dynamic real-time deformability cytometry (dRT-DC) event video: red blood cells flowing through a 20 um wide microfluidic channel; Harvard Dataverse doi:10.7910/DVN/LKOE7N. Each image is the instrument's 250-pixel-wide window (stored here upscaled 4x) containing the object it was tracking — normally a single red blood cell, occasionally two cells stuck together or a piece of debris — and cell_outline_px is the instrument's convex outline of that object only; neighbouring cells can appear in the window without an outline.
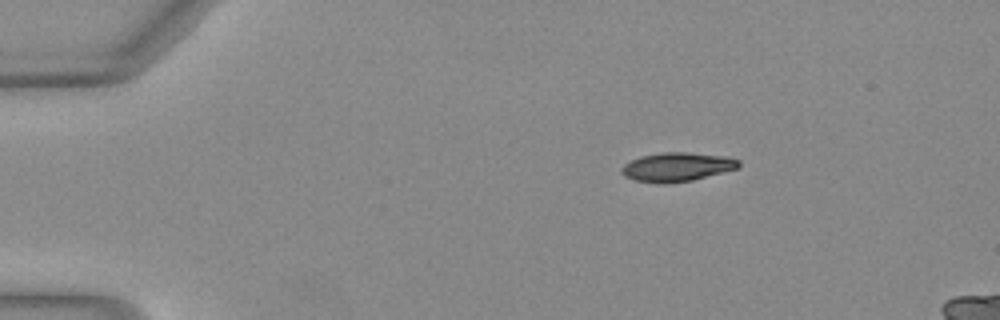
{"species": "Egyptian fruit bat (a non-hibernating species)", "species_latin": "Rousettus aegyptiacus", "temperature_condition": "warm", "stored_images_in_passage": 44, "segment_of_instrument_passage": [1, 2], "camera_frame_rate_fps": 3000, "um_per_image_px": 0.085, "animal": {"sex": "female"}, "frame": {"image": 1, "passage_image": 1, "time_ms": 0.0, "image_size_px": [1000, 320], "cell_outline_px": [[740, 168], [692, 180], [636, 180], [624, 176], [620, 172], [620, 168], [624, 164], [640, 156], [664, 152], [688, 152], [724, 156], [740, 160]], "centroid_in_image_um": [57.6, 14.13], "position_along_channel_um": 27.4, "area_um2": 18.96}}
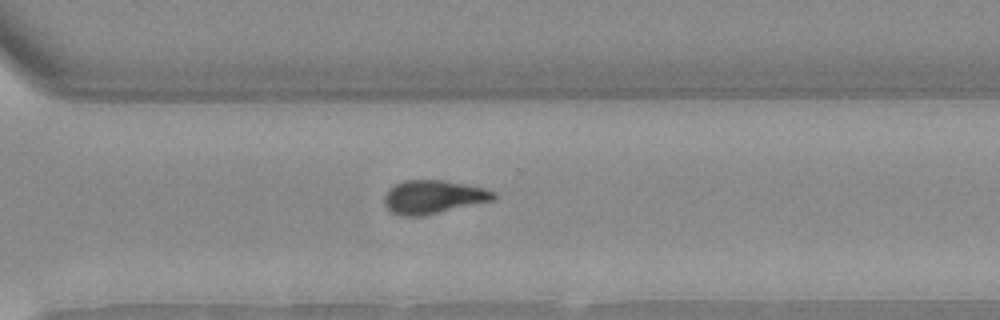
{"frame": {"image": 2, "passage_image": 29, "time_ms": 9.333, "image_size_px": [1000, 320], "cell_outline_px": [[496, 196], [492, 200], [424, 216], [404, 216], [392, 212], [384, 204], [384, 196], [396, 184], [404, 180], [444, 180], [468, 184], [484, 188], [496, 192]], "centroid_in_image_um": [36.84, 16.73], "position_along_channel_um": 333.8, "area_um2": 21.15}}
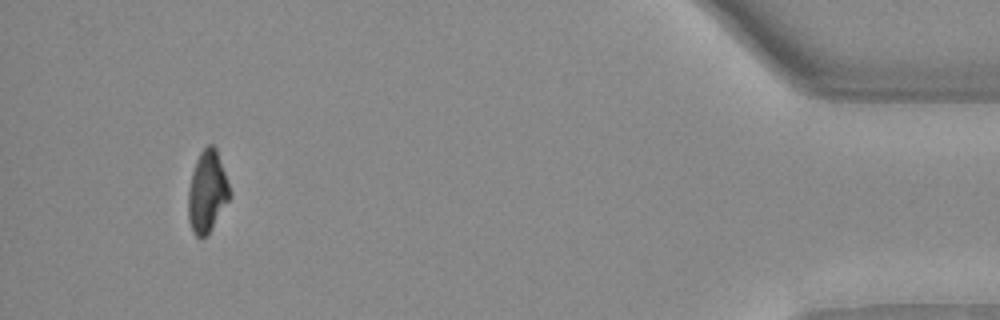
{"frame": {"image": 3, "passage_image": 40, "time_ms": 13.0, "image_size_px": [1000, 320], "cell_outline_px": [[232, 196], [208, 232], [200, 240], [192, 232], [188, 220], [188, 192], [192, 172], [196, 160], [200, 152], [208, 144], [212, 144], [216, 148], [232, 192]], "centroid_in_image_um": [17.61, 16.29], "position_along_channel_um": 417.6, "area_um2": 19.77}}